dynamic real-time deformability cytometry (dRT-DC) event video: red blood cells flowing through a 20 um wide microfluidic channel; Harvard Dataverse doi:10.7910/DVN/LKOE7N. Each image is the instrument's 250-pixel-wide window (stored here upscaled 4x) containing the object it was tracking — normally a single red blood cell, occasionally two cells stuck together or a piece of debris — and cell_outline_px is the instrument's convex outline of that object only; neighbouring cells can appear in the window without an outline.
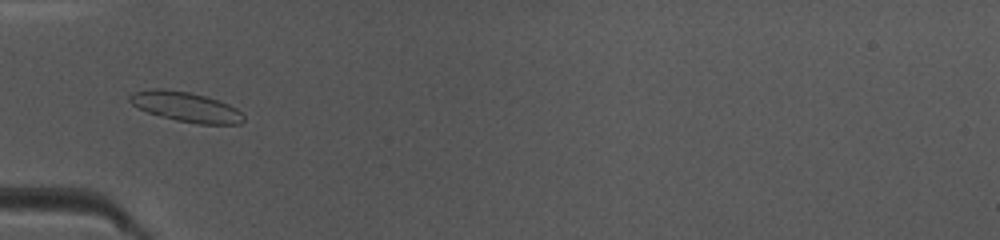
{"species": "common noctule bat (a hibernating species)", "species_latin": "Nyctalus noctula", "temperature_condition": "warm", "stored_images_in_passage": 47, "camera_frame_rate_fps": 3000, "um_per_image_px": 0.085, "animal": {"sex": "female", "body_mass_g": 10.0, "forearm_length_mm": 53.1}, "frame": {"image": 1, "passage_image": 15, "time_ms": 4.667, "image_size_px": [1000, 240], "cell_outline_px": [[244, 120], [240, 124], [200, 124], [176, 120], [160, 116], [148, 112], [132, 104], [128, 100], [128, 96], [136, 92], [152, 88], [164, 88], [188, 92], [204, 96], [228, 104], [236, 108], [244, 116]], "centroid_in_image_um": [15.79, 9.08], "position_along_channel_um": 69.2, "area_um2": 19.59}}
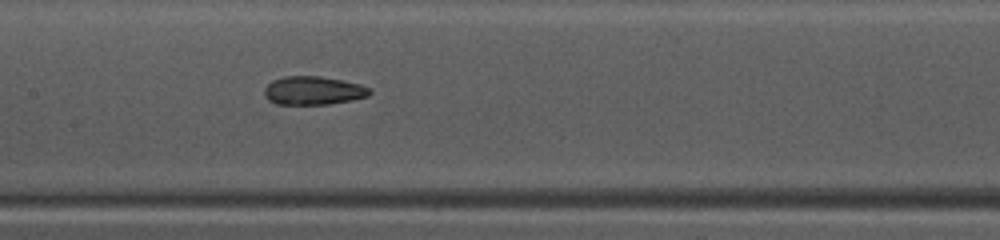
{"frame": {"image": 2, "passage_image": 23, "time_ms": 7.333, "image_size_px": [1000, 240], "cell_outline_px": [[372, 92], [368, 96], [352, 100], [328, 104], [276, 104], [268, 100], [264, 96], [264, 88], [272, 80], [284, 76], [320, 76], [360, 84], [368, 88]], "centroid_in_image_um": [26.59, 7.7], "position_along_channel_um": 180.8, "area_um2": 17.46}}
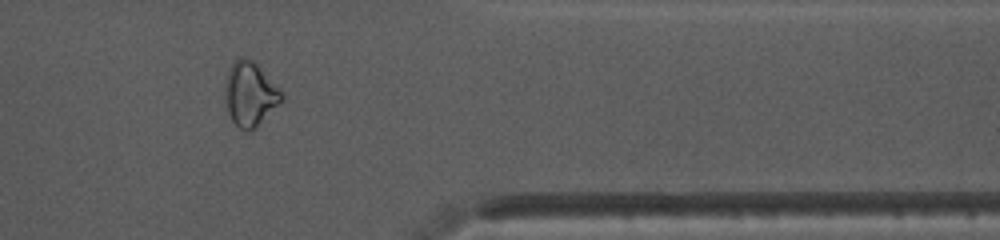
{"frame": {"image": 3, "passage_image": 39, "time_ms": 12.667, "image_size_px": [1000, 240], "cell_outline_px": [[280, 100], [248, 132], [240, 128], [232, 120], [228, 112], [224, 92], [224, 84], [232, 60], [240, 56], [244, 56], [252, 60], [280, 88]], "centroid_in_image_um": [21.16, 7.91], "position_along_channel_um": 390.2, "area_um2": 20.35}, "authors_computed_cell_mechanics": {"area_um2": 19.3052, "velocity_mm_per_s": 4.1474, "shape_relaxation_time_tau1_ms": null, "shape_relaxation_time_tau2_ms": 4.0039, "deformation_change_tau1": null, "deformation_change_tau2": 0.0941}}